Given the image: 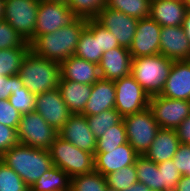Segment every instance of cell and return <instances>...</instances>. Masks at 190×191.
<instances>
[{
	"label": "cell",
	"mask_w": 190,
	"mask_h": 191,
	"mask_svg": "<svg viewBox=\"0 0 190 191\" xmlns=\"http://www.w3.org/2000/svg\"><path fill=\"white\" fill-rule=\"evenodd\" d=\"M71 177L52 166L30 187V191H70Z\"/></svg>",
	"instance_id": "obj_25"
},
{
	"label": "cell",
	"mask_w": 190,
	"mask_h": 191,
	"mask_svg": "<svg viewBox=\"0 0 190 191\" xmlns=\"http://www.w3.org/2000/svg\"><path fill=\"white\" fill-rule=\"evenodd\" d=\"M40 0H4V20L25 40L34 36Z\"/></svg>",
	"instance_id": "obj_8"
},
{
	"label": "cell",
	"mask_w": 190,
	"mask_h": 191,
	"mask_svg": "<svg viewBox=\"0 0 190 191\" xmlns=\"http://www.w3.org/2000/svg\"><path fill=\"white\" fill-rule=\"evenodd\" d=\"M60 79L93 85L101 78L99 65L75 55L59 63Z\"/></svg>",
	"instance_id": "obj_20"
},
{
	"label": "cell",
	"mask_w": 190,
	"mask_h": 191,
	"mask_svg": "<svg viewBox=\"0 0 190 191\" xmlns=\"http://www.w3.org/2000/svg\"><path fill=\"white\" fill-rule=\"evenodd\" d=\"M124 191H152L146 184L136 182Z\"/></svg>",
	"instance_id": "obj_47"
},
{
	"label": "cell",
	"mask_w": 190,
	"mask_h": 191,
	"mask_svg": "<svg viewBox=\"0 0 190 191\" xmlns=\"http://www.w3.org/2000/svg\"><path fill=\"white\" fill-rule=\"evenodd\" d=\"M34 111L57 131L72 115L58 88L37 94Z\"/></svg>",
	"instance_id": "obj_13"
},
{
	"label": "cell",
	"mask_w": 190,
	"mask_h": 191,
	"mask_svg": "<svg viewBox=\"0 0 190 191\" xmlns=\"http://www.w3.org/2000/svg\"><path fill=\"white\" fill-rule=\"evenodd\" d=\"M48 151L53 165L62 169L70 177L95 171L94 154L81 150L59 136Z\"/></svg>",
	"instance_id": "obj_5"
},
{
	"label": "cell",
	"mask_w": 190,
	"mask_h": 191,
	"mask_svg": "<svg viewBox=\"0 0 190 191\" xmlns=\"http://www.w3.org/2000/svg\"><path fill=\"white\" fill-rule=\"evenodd\" d=\"M173 161L181 176H190V145L181 143L173 156Z\"/></svg>",
	"instance_id": "obj_41"
},
{
	"label": "cell",
	"mask_w": 190,
	"mask_h": 191,
	"mask_svg": "<svg viewBox=\"0 0 190 191\" xmlns=\"http://www.w3.org/2000/svg\"><path fill=\"white\" fill-rule=\"evenodd\" d=\"M1 160L12 168L30 188L53 166L48 150L16 144L2 156Z\"/></svg>",
	"instance_id": "obj_2"
},
{
	"label": "cell",
	"mask_w": 190,
	"mask_h": 191,
	"mask_svg": "<svg viewBox=\"0 0 190 191\" xmlns=\"http://www.w3.org/2000/svg\"><path fill=\"white\" fill-rule=\"evenodd\" d=\"M107 0H68V7L77 17L94 19L106 6Z\"/></svg>",
	"instance_id": "obj_34"
},
{
	"label": "cell",
	"mask_w": 190,
	"mask_h": 191,
	"mask_svg": "<svg viewBox=\"0 0 190 191\" xmlns=\"http://www.w3.org/2000/svg\"><path fill=\"white\" fill-rule=\"evenodd\" d=\"M24 87L20 76H2L0 75V100L8 99L17 89Z\"/></svg>",
	"instance_id": "obj_42"
},
{
	"label": "cell",
	"mask_w": 190,
	"mask_h": 191,
	"mask_svg": "<svg viewBox=\"0 0 190 191\" xmlns=\"http://www.w3.org/2000/svg\"><path fill=\"white\" fill-rule=\"evenodd\" d=\"M88 121V126L96 139L106 132L111 126L118 124L123 117L114 108L102 111L100 114L86 116Z\"/></svg>",
	"instance_id": "obj_30"
},
{
	"label": "cell",
	"mask_w": 190,
	"mask_h": 191,
	"mask_svg": "<svg viewBox=\"0 0 190 191\" xmlns=\"http://www.w3.org/2000/svg\"><path fill=\"white\" fill-rule=\"evenodd\" d=\"M106 191H118V190L110 188V187L107 186Z\"/></svg>",
	"instance_id": "obj_51"
},
{
	"label": "cell",
	"mask_w": 190,
	"mask_h": 191,
	"mask_svg": "<svg viewBox=\"0 0 190 191\" xmlns=\"http://www.w3.org/2000/svg\"><path fill=\"white\" fill-rule=\"evenodd\" d=\"M149 108L162 129L176 130L190 115V101L165 98L159 94L150 96Z\"/></svg>",
	"instance_id": "obj_11"
},
{
	"label": "cell",
	"mask_w": 190,
	"mask_h": 191,
	"mask_svg": "<svg viewBox=\"0 0 190 191\" xmlns=\"http://www.w3.org/2000/svg\"><path fill=\"white\" fill-rule=\"evenodd\" d=\"M123 121L128 143L139 155H144L160 129L151 109L147 107L140 112L127 115L123 117Z\"/></svg>",
	"instance_id": "obj_6"
},
{
	"label": "cell",
	"mask_w": 190,
	"mask_h": 191,
	"mask_svg": "<svg viewBox=\"0 0 190 191\" xmlns=\"http://www.w3.org/2000/svg\"><path fill=\"white\" fill-rule=\"evenodd\" d=\"M58 89L72 114H82L91 95L92 85L71 80H59Z\"/></svg>",
	"instance_id": "obj_24"
},
{
	"label": "cell",
	"mask_w": 190,
	"mask_h": 191,
	"mask_svg": "<svg viewBox=\"0 0 190 191\" xmlns=\"http://www.w3.org/2000/svg\"><path fill=\"white\" fill-rule=\"evenodd\" d=\"M43 1H46V2H60V3H65V4L68 3V0H43Z\"/></svg>",
	"instance_id": "obj_49"
},
{
	"label": "cell",
	"mask_w": 190,
	"mask_h": 191,
	"mask_svg": "<svg viewBox=\"0 0 190 191\" xmlns=\"http://www.w3.org/2000/svg\"><path fill=\"white\" fill-rule=\"evenodd\" d=\"M187 8L179 0H151L149 17L161 27L182 26Z\"/></svg>",
	"instance_id": "obj_21"
},
{
	"label": "cell",
	"mask_w": 190,
	"mask_h": 191,
	"mask_svg": "<svg viewBox=\"0 0 190 191\" xmlns=\"http://www.w3.org/2000/svg\"><path fill=\"white\" fill-rule=\"evenodd\" d=\"M30 47H17L0 50V75L13 76L19 74L24 56Z\"/></svg>",
	"instance_id": "obj_29"
},
{
	"label": "cell",
	"mask_w": 190,
	"mask_h": 191,
	"mask_svg": "<svg viewBox=\"0 0 190 191\" xmlns=\"http://www.w3.org/2000/svg\"><path fill=\"white\" fill-rule=\"evenodd\" d=\"M18 75L24 86L37 95L58 88L60 67L58 62L42 58L29 50L22 60Z\"/></svg>",
	"instance_id": "obj_3"
},
{
	"label": "cell",
	"mask_w": 190,
	"mask_h": 191,
	"mask_svg": "<svg viewBox=\"0 0 190 191\" xmlns=\"http://www.w3.org/2000/svg\"><path fill=\"white\" fill-rule=\"evenodd\" d=\"M180 144L181 142L176 130L160 128L144 156L157 164L165 162L173 159Z\"/></svg>",
	"instance_id": "obj_23"
},
{
	"label": "cell",
	"mask_w": 190,
	"mask_h": 191,
	"mask_svg": "<svg viewBox=\"0 0 190 191\" xmlns=\"http://www.w3.org/2000/svg\"><path fill=\"white\" fill-rule=\"evenodd\" d=\"M151 0H107L106 7L136 19L149 17Z\"/></svg>",
	"instance_id": "obj_28"
},
{
	"label": "cell",
	"mask_w": 190,
	"mask_h": 191,
	"mask_svg": "<svg viewBox=\"0 0 190 191\" xmlns=\"http://www.w3.org/2000/svg\"><path fill=\"white\" fill-rule=\"evenodd\" d=\"M86 18L77 17L72 23L53 33L38 36L30 50L45 59L62 62L75 54L81 32L87 25Z\"/></svg>",
	"instance_id": "obj_1"
},
{
	"label": "cell",
	"mask_w": 190,
	"mask_h": 191,
	"mask_svg": "<svg viewBox=\"0 0 190 191\" xmlns=\"http://www.w3.org/2000/svg\"><path fill=\"white\" fill-rule=\"evenodd\" d=\"M115 109L122 117L140 112L149 107L150 96L131 76L115 80Z\"/></svg>",
	"instance_id": "obj_10"
},
{
	"label": "cell",
	"mask_w": 190,
	"mask_h": 191,
	"mask_svg": "<svg viewBox=\"0 0 190 191\" xmlns=\"http://www.w3.org/2000/svg\"><path fill=\"white\" fill-rule=\"evenodd\" d=\"M0 191H30L23 179L0 160Z\"/></svg>",
	"instance_id": "obj_35"
},
{
	"label": "cell",
	"mask_w": 190,
	"mask_h": 191,
	"mask_svg": "<svg viewBox=\"0 0 190 191\" xmlns=\"http://www.w3.org/2000/svg\"><path fill=\"white\" fill-rule=\"evenodd\" d=\"M103 52H100L99 36L86 26L81 32L75 56L99 65Z\"/></svg>",
	"instance_id": "obj_26"
},
{
	"label": "cell",
	"mask_w": 190,
	"mask_h": 191,
	"mask_svg": "<svg viewBox=\"0 0 190 191\" xmlns=\"http://www.w3.org/2000/svg\"><path fill=\"white\" fill-rule=\"evenodd\" d=\"M105 176L93 171L71 177L70 191H106Z\"/></svg>",
	"instance_id": "obj_31"
},
{
	"label": "cell",
	"mask_w": 190,
	"mask_h": 191,
	"mask_svg": "<svg viewBox=\"0 0 190 191\" xmlns=\"http://www.w3.org/2000/svg\"><path fill=\"white\" fill-rule=\"evenodd\" d=\"M58 136L81 150L95 154L97 139L90 130L85 115L72 114L58 131Z\"/></svg>",
	"instance_id": "obj_16"
},
{
	"label": "cell",
	"mask_w": 190,
	"mask_h": 191,
	"mask_svg": "<svg viewBox=\"0 0 190 191\" xmlns=\"http://www.w3.org/2000/svg\"><path fill=\"white\" fill-rule=\"evenodd\" d=\"M17 129L0 124V155L18 144Z\"/></svg>",
	"instance_id": "obj_43"
},
{
	"label": "cell",
	"mask_w": 190,
	"mask_h": 191,
	"mask_svg": "<svg viewBox=\"0 0 190 191\" xmlns=\"http://www.w3.org/2000/svg\"><path fill=\"white\" fill-rule=\"evenodd\" d=\"M138 182L146 184L152 191H162L160 170L157 163L139 155L135 162Z\"/></svg>",
	"instance_id": "obj_27"
},
{
	"label": "cell",
	"mask_w": 190,
	"mask_h": 191,
	"mask_svg": "<svg viewBox=\"0 0 190 191\" xmlns=\"http://www.w3.org/2000/svg\"><path fill=\"white\" fill-rule=\"evenodd\" d=\"M115 99L114 81L100 78L92 85L91 95L82 115L92 116L105 110L114 109Z\"/></svg>",
	"instance_id": "obj_22"
},
{
	"label": "cell",
	"mask_w": 190,
	"mask_h": 191,
	"mask_svg": "<svg viewBox=\"0 0 190 191\" xmlns=\"http://www.w3.org/2000/svg\"><path fill=\"white\" fill-rule=\"evenodd\" d=\"M58 131L50 126L39 113L33 111L22 114L17 129L20 144L43 150H49Z\"/></svg>",
	"instance_id": "obj_7"
},
{
	"label": "cell",
	"mask_w": 190,
	"mask_h": 191,
	"mask_svg": "<svg viewBox=\"0 0 190 191\" xmlns=\"http://www.w3.org/2000/svg\"><path fill=\"white\" fill-rule=\"evenodd\" d=\"M184 5L186 6L187 10H190V0H184Z\"/></svg>",
	"instance_id": "obj_50"
},
{
	"label": "cell",
	"mask_w": 190,
	"mask_h": 191,
	"mask_svg": "<svg viewBox=\"0 0 190 191\" xmlns=\"http://www.w3.org/2000/svg\"><path fill=\"white\" fill-rule=\"evenodd\" d=\"M160 54L174 61L190 60V43L183 26L161 27Z\"/></svg>",
	"instance_id": "obj_19"
},
{
	"label": "cell",
	"mask_w": 190,
	"mask_h": 191,
	"mask_svg": "<svg viewBox=\"0 0 190 191\" xmlns=\"http://www.w3.org/2000/svg\"><path fill=\"white\" fill-rule=\"evenodd\" d=\"M94 20L114 34L120 46L129 49L135 36L138 19L104 6Z\"/></svg>",
	"instance_id": "obj_12"
},
{
	"label": "cell",
	"mask_w": 190,
	"mask_h": 191,
	"mask_svg": "<svg viewBox=\"0 0 190 191\" xmlns=\"http://www.w3.org/2000/svg\"><path fill=\"white\" fill-rule=\"evenodd\" d=\"M126 127L123 119L104 132L97 139L96 150H112L124 143H127Z\"/></svg>",
	"instance_id": "obj_32"
},
{
	"label": "cell",
	"mask_w": 190,
	"mask_h": 191,
	"mask_svg": "<svg viewBox=\"0 0 190 191\" xmlns=\"http://www.w3.org/2000/svg\"><path fill=\"white\" fill-rule=\"evenodd\" d=\"M76 18L77 16L68 7V4L40 0L34 36L28 43L31 44L38 36L53 33L56 30L69 25Z\"/></svg>",
	"instance_id": "obj_9"
},
{
	"label": "cell",
	"mask_w": 190,
	"mask_h": 191,
	"mask_svg": "<svg viewBox=\"0 0 190 191\" xmlns=\"http://www.w3.org/2000/svg\"><path fill=\"white\" fill-rule=\"evenodd\" d=\"M21 114L10 104L8 99L0 100V124L18 129Z\"/></svg>",
	"instance_id": "obj_40"
},
{
	"label": "cell",
	"mask_w": 190,
	"mask_h": 191,
	"mask_svg": "<svg viewBox=\"0 0 190 191\" xmlns=\"http://www.w3.org/2000/svg\"><path fill=\"white\" fill-rule=\"evenodd\" d=\"M4 18V0H0V20Z\"/></svg>",
	"instance_id": "obj_48"
},
{
	"label": "cell",
	"mask_w": 190,
	"mask_h": 191,
	"mask_svg": "<svg viewBox=\"0 0 190 191\" xmlns=\"http://www.w3.org/2000/svg\"><path fill=\"white\" fill-rule=\"evenodd\" d=\"M182 26L185 31V35L187 36L189 43H190V10L186 11Z\"/></svg>",
	"instance_id": "obj_46"
},
{
	"label": "cell",
	"mask_w": 190,
	"mask_h": 191,
	"mask_svg": "<svg viewBox=\"0 0 190 191\" xmlns=\"http://www.w3.org/2000/svg\"><path fill=\"white\" fill-rule=\"evenodd\" d=\"M95 36H99L100 52H107L116 47H122L119 45L114 34L109 30L103 28L94 19H88L86 25Z\"/></svg>",
	"instance_id": "obj_39"
},
{
	"label": "cell",
	"mask_w": 190,
	"mask_h": 191,
	"mask_svg": "<svg viewBox=\"0 0 190 191\" xmlns=\"http://www.w3.org/2000/svg\"><path fill=\"white\" fill-rule=\"evenodd\" d=\"M17 47H30V44L7 21L4 19L0 20V50Z\"/></svg>",
	"instance_id": "obj_37"
},
{
	"label": "cell",
	"mask_w": 190,
	"mask_h": 191,
	"mask_svg": "<svg viewBox=\"0 0 190 191\" xmlns=\"http://www.w3.org/2000/svg\"><path fill=\"white\" fill-rule=\"evenodd\" d=\"M157 166L160 170L162 191H175L181 174L176 165H174L173 159L160 162Z\"/></svg>",
	"instance_id": "obj_36"
},
{
	"label": "cell",
	"mask_w": 190,
	"mask_h": 191,
	"mask_svg": "<svg viewBox=\"0 0 190 191\" xmlns=\"http://www.w3.org/2000/svg\"><path fill=\"white\" fill-rule=\"evenodd\" d=\"M8 100L21 115L35 110L36 95L31 93L25 86L17 89Z\"/></svg>",
	"instance_id": "obj_38"
},
{
	"label": "cell",
	"mask_w": 190,
	"mask_h": 191,
	"mask_svg": "<svg viewBox=\"0 0 190 191\" xmlns=\"http://www.w3.org/2000/svg\"><path fill=\"white\" fill-rule=\"evenodd\" d=\"M175 191H190V176H181Z\"/></svg>",
	"instance_id": "obj_45"
},
{
	"label": "cell",
	"mask_w": 190,
	"mask_h": 191,
	"mask_svg": "<svg viewBox=\"0 0 190 191\" xmlns=\"http://www.w3.org/2000/svg\"><path fill=\"white\" fill-rule=\"evenodd\" d=\"M139 154L127 142L112 150H95V171L106 176L123 167L135 164Z\"/></svg>",
	"instance_id": "obj_15"
},
{
	"label": "cell",
	"mask_w": 190,
	"mask_h": 191,
	"mask_svg": "<svg viewBox=\"0 0 190 191\" xmlns=\"http://www.w3.org/2000/svg\"><path fill=\"white\" fill-rule=\"evenodd\" d=\"M181 143L190 145V115L176 129Z\"/></svg>",
	"instance_id": "obj_44"
},
{
	"label": "cell",
	"mask_w": 190,
	"mask_h": 191,
	"mask_svg": "<svg viewBox=\"0 0 190 191\" xmlns=\"http://www.w3.org/2000/svg\"><path fill=\"white\" fill-rule=\"evenodd\" d=\"M108 187L124 191L138 182L135 164L123 167L105 176Z\"/></svg>",
	"instance_id": "obj_33"
},
{
	"label": "cell",
	"mask_w": 190,
	"mask_h": 191,
	"mask_svg": "<svg viewBox=\"0 0 190 191\" xmlns=\"http://www.w3.org/2000/svg\"><path fill=\"white\" fill-rule=\"evenodd\" d=\"M161 26L150 17L139 19L129 47L132 58L160 54Z\"/></svg>",
	"instance_id": "obj_14"
},
{
	"label": "cell",
	"mask_w": 190,
	"mask_h": 191,
	"mask_svg": "<svg viewBox=\"0 0 190 191\" xmlns=\"http://www.w3.org/2000/svg\"><path fill=\"white\" fill-rule=\"evenodd\" d=\"M131 67L132 56L125 47H116L104 52L99 63L101 78L111 81L129 76Z\"/></svg>",
	"instance_id": "obj_17"
},
{
	"label": "cell",
	"mask_w": 190,
	"mask_h": 191,
	"mask_svg": "<svg viewBox=\"0 0 190 191\" xmlns=\"http://www.w3.org/2000/svg\"><path fill=\"white\" fill-rule=\"evenodd\" d=\"M173 62L161 54L132 58L130 75L149 96L157 95L163 90Z\"/></svg>",
	"instance_id": "obj_4"
},
{
	"label": "cell",
	"mask_w": 190,
	"mask_h": 191,
	"mask_svg": "<svg viewBox=\"0 0 190 191\" xmlns=\"http://www.w3.org/2000/svg\"><path fill=\"white\" fill-rule=\"evenodd\" d=\"M159 95L165 98L190 101V60L173 62Z\"/></svg>",
	"instance_id": "obj_18"
}]
</instances>
